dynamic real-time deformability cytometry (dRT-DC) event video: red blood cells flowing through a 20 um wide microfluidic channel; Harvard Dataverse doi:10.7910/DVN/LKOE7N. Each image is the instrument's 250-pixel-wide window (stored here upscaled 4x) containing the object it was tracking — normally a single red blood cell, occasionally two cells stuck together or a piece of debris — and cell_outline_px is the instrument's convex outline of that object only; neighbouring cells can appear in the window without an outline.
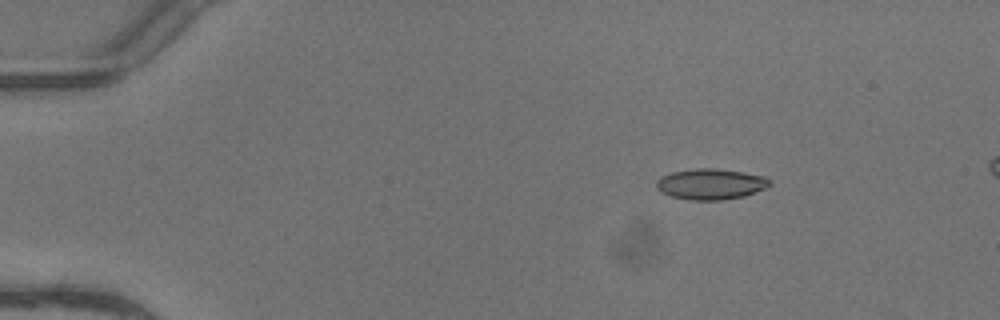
{"species": "common noctule bat (a hibernating species)", "species_latin": "Nyctalus noctula", "temperature_condition": "warm", "stored_images_in_passage": 6, "segment_of_instrument_passage": [1, 2], "camera_frame_rate_fps": 3000, "um_per_image_px": 0.085, "animal": {"sex": "female"}, "frame": {"image": 1, "passage_image": 3, "time_ms": 0.667, "image_size_px": [1000, 320], "cell_outline_px": [[772, 184], [764, 188], [744, 196], [724, 200], [692, 200], [672, 196], [660, 192], [656, 188], [656, 180], [660, 176], [672, 172], [696, 168], [716, 168], [744, 172], [764, 176], [772, 180]], "centroid_in_image_um": [60.4, 15.64], "position_along_channel_um": 24.6, "area_um2": 20.46}}